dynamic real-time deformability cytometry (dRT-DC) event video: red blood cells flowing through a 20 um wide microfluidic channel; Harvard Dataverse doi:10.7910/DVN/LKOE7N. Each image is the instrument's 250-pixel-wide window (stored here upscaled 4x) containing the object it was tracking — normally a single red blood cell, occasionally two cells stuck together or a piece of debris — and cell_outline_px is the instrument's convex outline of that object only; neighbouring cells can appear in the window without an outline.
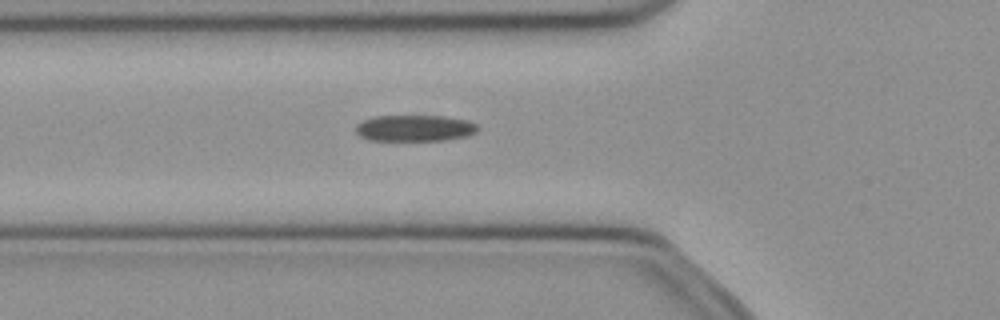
{"species": "common noctule bat (a hibernating species)", "species_latin": "Nyctalus noctula", "temperature_condition": "cold", "stored_images_in_passage": 50, "camera_frame_rate_fps": 3000, "um_per_image_px": 0.085, "animal": {"sex": "female", "body_mass_g": 21.9}, "frame": {"image": 1, "passage_image": 17, "time_ms": 5.333, "image_size_px": [1000, 320], "cell_outline_px": [[480, 128], [476, 132], [468, 136], [444, 140], [368, 140], [360, 136], [356, 132], [356, 124], [372, 116], [444, 116], [468, 120], [476, 124]], "centroid_in_image_um": [35.26, 10.89], "position_along_channel_um": 90.5, "area_um2": 18.79}}
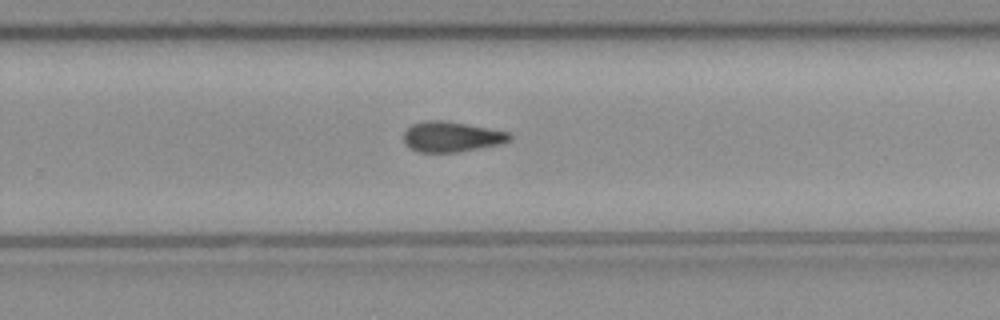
{"frame": {"image": 2, "passage_image": 32, "time_ms": 10.333, "image_size_px": [1000, 320], "cell_outline_px": [[512, 140], [500, 144], [460, 152], [416, 152], [408, 148], [404, 144], [404, 132], [412, 124], [424, 120], [440, 120], [464, 124], [508, 132], [512, 136]], "centroid_in_image_um": [38.34, 11.64], "position_along_channel_um": 291.5, "area_um2": 18.73}}
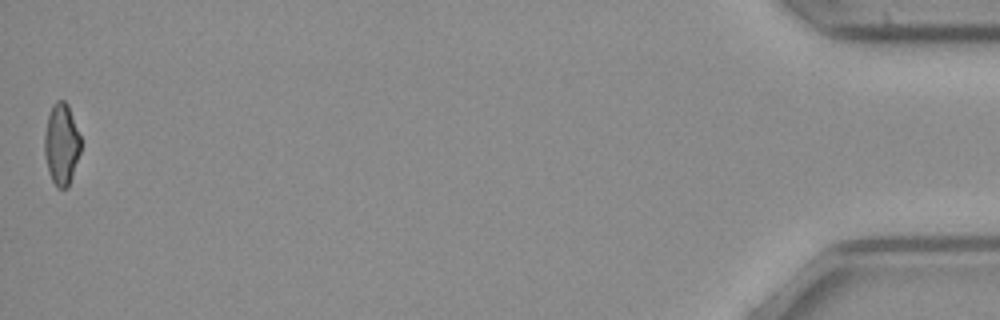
{"frame": {"image": 3, "passage_image": 50, "time_ms": 16.333, "image_size_px": [1000, 320], "cell_outline_px": [[80, 152], [68, 188], [56, 188], [52, 180], [44, 156], [44, 132], [48, 116], [52, 104], [56, 100], [64, 100], [68, 104], [80, 136]], "centroid_in_image_um": [5.21, 12.24], "position_along_channel_um": 430.0, "area_um2": 17.22}, "authors_computed_cell_mechanics": {"area_um2": 18.8717, "velocity_mm_per_s": 3.9992, "shape_relaxation_time_tau1_ms": 5.5267, "shape_relaxation_time_tau2_ms": null, "deformation_change_tau1": 0.1393, "deformation_change_tau2": null}}